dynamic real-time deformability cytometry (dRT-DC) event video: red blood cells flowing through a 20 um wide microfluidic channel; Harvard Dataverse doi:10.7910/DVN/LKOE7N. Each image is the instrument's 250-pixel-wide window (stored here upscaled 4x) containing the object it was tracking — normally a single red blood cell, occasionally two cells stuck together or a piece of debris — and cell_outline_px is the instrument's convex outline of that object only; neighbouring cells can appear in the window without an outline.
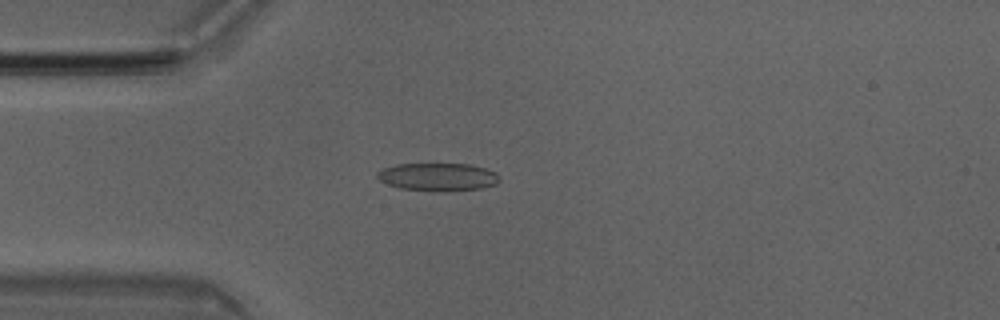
{"species": "Egyptian fruit bat (a non-hibernating species)", "species_latin": "Rousettus aegyptiacus", "temperature_condition": "room temperature", "stored_images_in_passage": 48, "camera_frame_rate_fps": 3000, "um_per_image_px": 0.085, "animal": {"sex": "male"}, "frame": {"image": 1, "passage_image": 12, "time_ms": 3.667, "image_size_px": [1000, 320], "cell_outline_px": [[500, 180], [496, 184], [480, 188], [444, 192], [400, 188], [388, 184], [380, 180], [376, 176], [376, 172], [384, 168], [396, 164], [468, 164], [484, 168], [496, 172], [500, 176]], "centroid_in_image_um": [37.23, 15.04], "position_along_channel_um": 47.8, "area_um2": 19.88}}
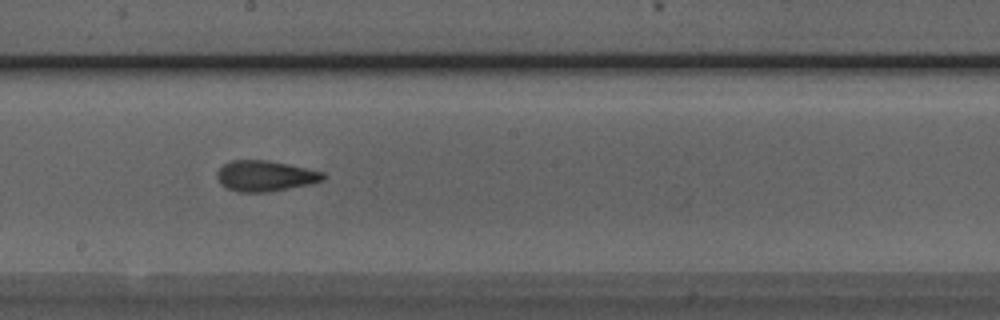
{"frame": {"image": 2, "passage_image": 26, "time_ms": 8.333, "image_size_px": [1000, 320], "cell_outline_px": [[324, 180], [312, 184], [268, 192], [236, 192], [220, 184], [216, 176], [216, 172], [224, 164], [232, 160], [268, 160], [308, 168], [324, 172]], "centroid_in_image_um": [22.54, 14.96], "position_along_channel_um": 225.7, "area_um2": 19.13}}
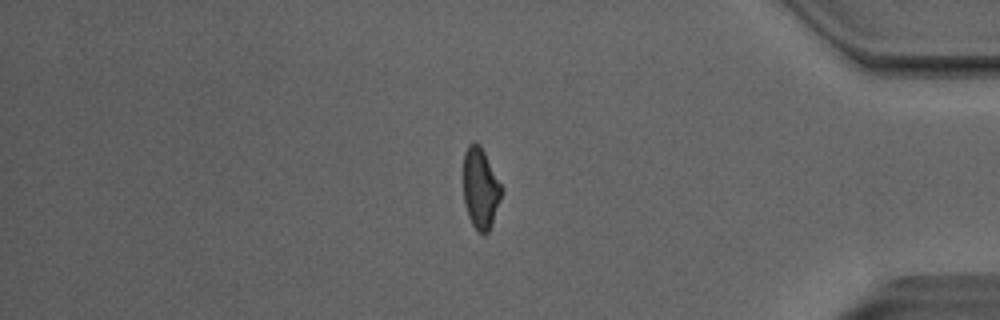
{"frame": {"image": 3, "passage_image": 41, "time_ms": 13.333, "image_size_px": [1000, 320], "cell_outline_px": [[504, 188], [492, 224], [488, 232], [480, 232], [472, 224], [468, 216], [464, 204], [464, 152], [468, 144], [472, 140], [476, 140], [480, 144]], "centroid_in_image_um": [40.85, 15.95], "position_along_channel_um": 394.4, "area_um2": 18.15}, "authors_computed_cell_mechanics": {"area_um2": 19.3052, "velocity_mm_per_s": 4.0574, "shape_relaxation_time_tau1_ms": 5.9027, "shape_relaxation_time_tau2_ms": 2.5324, "deformation_change_tau1": 0.1304, "deformation_change_tau2": 0.0933}}